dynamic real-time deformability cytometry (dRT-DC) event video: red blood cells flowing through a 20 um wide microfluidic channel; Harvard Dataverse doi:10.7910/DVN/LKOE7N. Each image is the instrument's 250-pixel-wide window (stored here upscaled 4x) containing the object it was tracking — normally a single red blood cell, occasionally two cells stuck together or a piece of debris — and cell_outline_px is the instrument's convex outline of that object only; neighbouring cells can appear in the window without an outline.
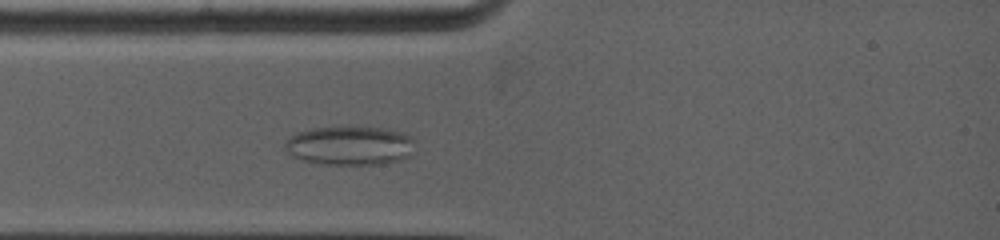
{"species": "common noctule bat (a hibernating species)", "species_latin": "Nyctalus noctula", "temperature_condition": "warm", "stored_images_in_passage": 24, "camera_frame_rate_fps": 5000, "um_per_image_px": 0.085, "animal": {"sex": "female", "body_mass_g": 19.0, "forearm_length_mm": 53.3}, "frame": {"image": 1, "passage_image": 7, "time_ms": 2.4, "image_size_px": [1000, 240], "cell_outline_px": [[412, 140], [408, 156], [384, 164], [320, 164], [300, 160], [292, 156], [284, 148], [284, 140], [288, 136], [296, 132], [312, 128], [388, 128], [412, 136]], "centroid_in_image_um": [29.63, 12.38], "position_along_channel_um": 55.4, "area_um2": 29.25}}
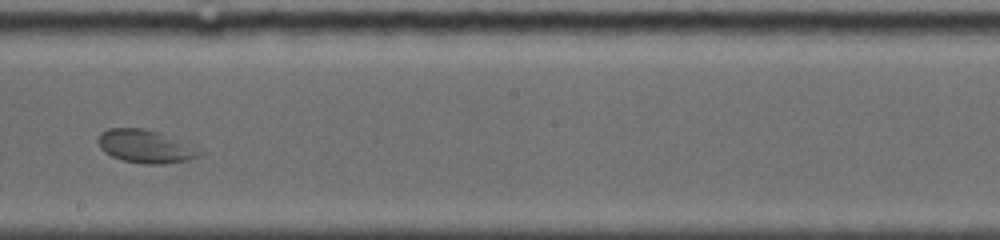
{"frame": {"image": 2, "passage_image": 16, "time_ms": 7.0, "image_size_px": [1000, 240], "cell_outline_px": [[200, 152], [196, 156], [188, 160], [164, 164], [144, 164], [124, 160], [112, 156], [104, 152], [100, 148], [96, 140], [100, 132], [108, 128], [144, 128], [160, 132]], "centroid_in_image_um": [12.21, 12.43], "position_along_channel_um": 236.0, "area_um2": 19.07}}
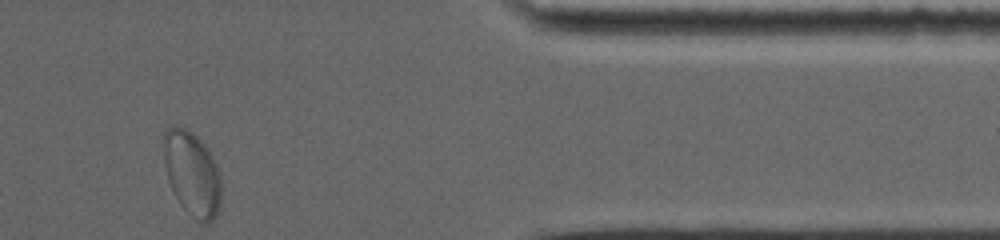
{"frame": {"image": 3, "passage_image": 24, "time_ms": 11.8, "image_size_px": [1000, 240], "cell_outline_px": [[220, 204], [212, 220], [208, 224], [200, 224], [180, 204], [172, 192], [168, 180], [164, 164], [164, 132], [168, 128], [184, 128], [192, 132], [208, 148], [216, 164], [220, 176]], "centroid_in_image_um": [16.32, 14.79], "position_along_channel_um": 395.1, "area_um2": 28.15}}